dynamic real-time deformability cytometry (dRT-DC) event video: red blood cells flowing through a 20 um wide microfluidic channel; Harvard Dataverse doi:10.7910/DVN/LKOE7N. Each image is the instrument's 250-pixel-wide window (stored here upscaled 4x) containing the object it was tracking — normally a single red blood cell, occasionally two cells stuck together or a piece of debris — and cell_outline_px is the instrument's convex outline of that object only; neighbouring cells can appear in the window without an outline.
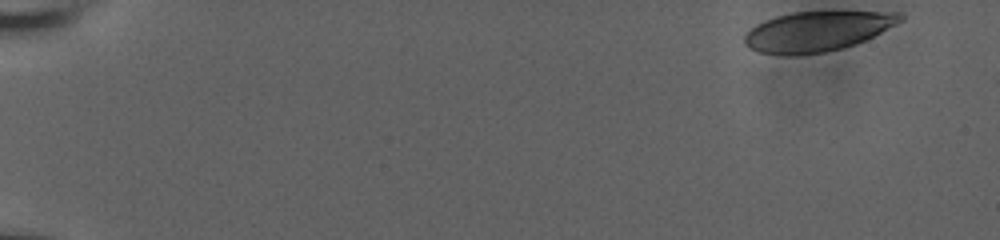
{"species": "human", "species_latin": "Homo sapiens", "temperature_condition": "room temperature", "stored_images_in_passage": 11, "camera_frame_rate_fps": 3000, "um_per_image_px": 0.085, "donor": {"sex": "male"}, "frame": {"image": 1, "passage_image": 1, "time_ms": 0.0, "image_size_px": [1000, 240], "cell_outline_px": [[904, 20], [864, 40], [840, 48], [824, 52], [788, 56], [760, 52], [748, 48], [744, 44], [744, 36], [756, 24], [764, 20], [776, 16], [792, 12], [900, 12], [904, 16]], "centroid_in_image_um": [69.42, 2.66], "position_along_channel_um": 15.6, "area_um2": 35.89}}